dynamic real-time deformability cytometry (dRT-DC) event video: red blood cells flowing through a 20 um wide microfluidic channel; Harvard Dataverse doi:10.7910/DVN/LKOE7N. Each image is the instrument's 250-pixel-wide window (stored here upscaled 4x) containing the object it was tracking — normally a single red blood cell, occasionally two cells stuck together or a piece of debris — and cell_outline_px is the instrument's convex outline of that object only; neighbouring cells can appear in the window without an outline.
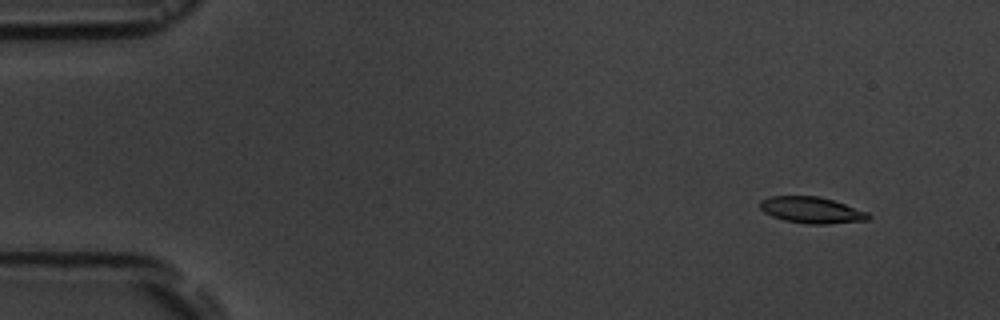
{"species": "common noctule bat (a hibernating species)", "species_latin": "Nyctalus noctula", "temperature_condition": "room temperature", "stored_images_in_passage": 6, "camera_frame_rate_fps": 3000, "um_per_image_px": 0.085, "animal": {"sex": "male", "body_mass_g": 19.5, "forearm_length_mm": 54.6}, "frame": {"image": 1, "passage_image": 2, "time_ms": 1.333, "image_size_px": [1000, 320], "cell_outline_px": [[872, 216], [868, 220], [828, 224], [804, 224], [784, 220], [772, 216], [764, 212], [760, 208], [760, 200], [772, 196], [816, 196], [832, 200], [868, 212]], "centroid_in_image_um": [68.98, 17.87], "position_along_channel_um": 16.0, "area_um2": 16.59}}
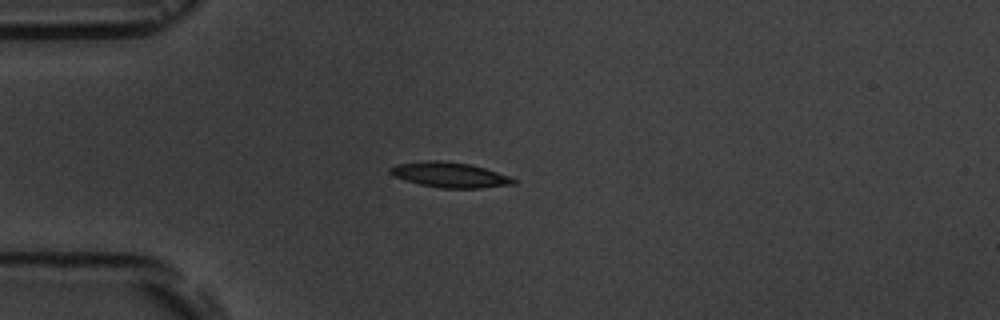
{"frame": {"image": 2, "passage_image": 5, "time_ms": 4.667, "image_size_px": [1000, 320], "cell_outline_px": [[516, 184], [480, 188], [440, 188], [420, 184], [404, 180], [392, 176], [388, 172], [388, 168], [396, 164], [428, 160], [440, 160], [468, 164], [484, 168], [512, 176], [516, 180]], "centroid_in_image_um": [38.21, 14.86], "position_along_channel_um": 46.8, "area_um2": 18.26}}
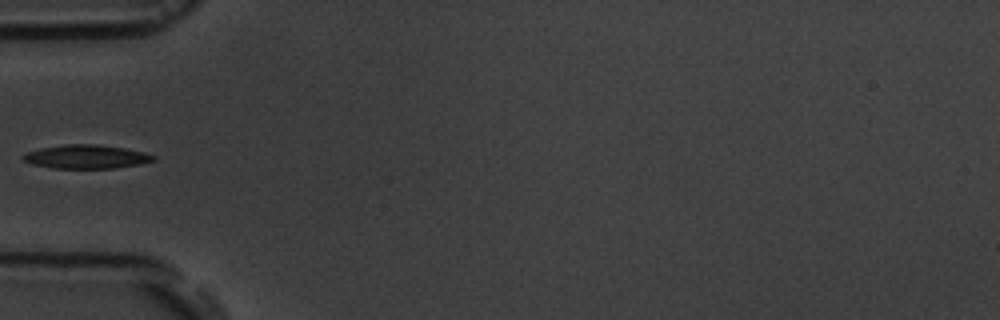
{"frame": {"image": 3, "passage_image": 6, "time_ms": 6.0, "image_size_px": [1000, 320], "cell_outline_px": [[156, 160], [140, 164], [116, 168], [52, 168], [32, 164], [24, 160], [20, 156], [28, 152], [40, 148], [68, 144], [96, 144], [124, 148], [144, 152], [156, 156]], "centroid_in_image_um": [7.35, 13.32], "position_along_channel_um": 77.7, "area_um2": 17.98}}